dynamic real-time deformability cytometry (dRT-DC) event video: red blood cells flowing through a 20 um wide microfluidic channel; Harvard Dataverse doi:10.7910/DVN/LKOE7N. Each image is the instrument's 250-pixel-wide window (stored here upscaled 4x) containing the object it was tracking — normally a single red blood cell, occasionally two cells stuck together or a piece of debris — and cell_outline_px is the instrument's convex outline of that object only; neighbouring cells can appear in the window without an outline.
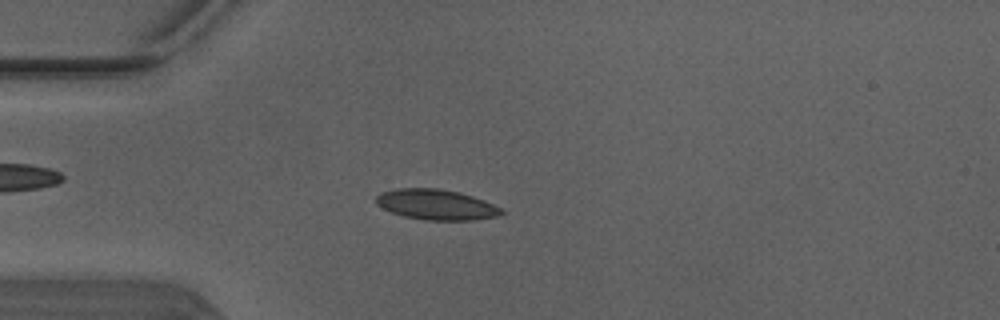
{"species": "Egyptian fruit bat (a non-hibernating species)", "species_latin": "Rousettus aegyptiacus", "temperature_condition": "warm", "stored_images_in_passage": 4, "camera_frame_rate_fps": 3000, "um_per_image_px": 0.085, "animal": {"sex": "male"}, "frame": {"image": 1, "passage_image": 3, "time_ms": 0.667, "image_size_px": [1000, 320], "cell_outline_px": [[504, 212], [500, 216], [472, 220], [424, 220], [404, 216], [392, 212], [376, 204], [376, 196], [380, 192], [400, 188], [440, 188], [460, 192], [484, 200], [500, 208]], "centroid_in_image_um": [37.08, 17.39], "position_along_channel_um": 47.9, "area_um2": 22.2}}